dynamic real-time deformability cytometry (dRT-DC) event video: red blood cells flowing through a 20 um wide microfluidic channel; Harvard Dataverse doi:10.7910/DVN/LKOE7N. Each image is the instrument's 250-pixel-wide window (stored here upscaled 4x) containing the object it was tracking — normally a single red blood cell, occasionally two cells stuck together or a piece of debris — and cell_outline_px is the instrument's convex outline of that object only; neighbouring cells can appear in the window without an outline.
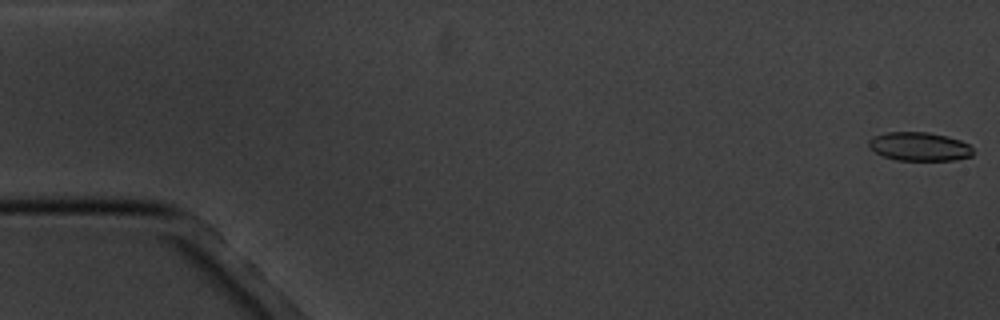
{"species": "common noctule bat (a hibernating species)", "species_latin": "Nyctalus noctula", "temperature_condition": "cold", "stored_images_in_passage": 11, "camera_frame_rate_fps": 3000, "um_per_image_px": 0.085, "animal": {"sex": "male", "body_mass_g": 20.1, "forearm_length_mm": 53.5}, "frame": {"image": 1, "passage_image": 1, "time_ms": 0.0, "image_size_px": [1000, 320], "cell_outline_px": [[972, 156], [952, 160], [896, 160], [884, 156], [876, 152], [868, 144], [868, 140], [872, 136], [888, 132], [928, 132], [948, 136], [960, 140], [968, 144], [972, 148]], "centroid_in_image_um": [78.14, 12.44], "position_along_channel_um": 6.9, "area_um2": 17.34}}
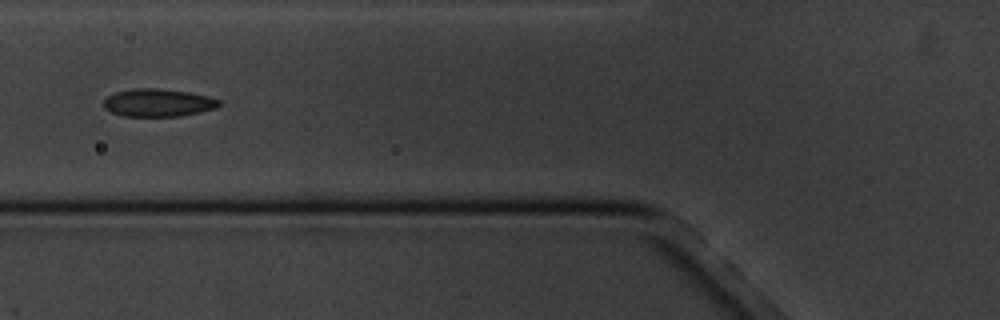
{"frame": {"image": 2, "passage_image": 7, "time_ms": 7.0, "image_size_px": [1000, 320], "cell_outline_px": [[220, 104], [216, 108], [180, 116], [120, 116], [104, 108], [104, 100], [108, 96], [116, 92], [132, 88], [160, 88], [188, 92], [208, 96], [220, 100]], "centroid_in_image_um": [13.42, 8.72], "position_along_channel_um": 112.4, "area_um2": 18.67}}
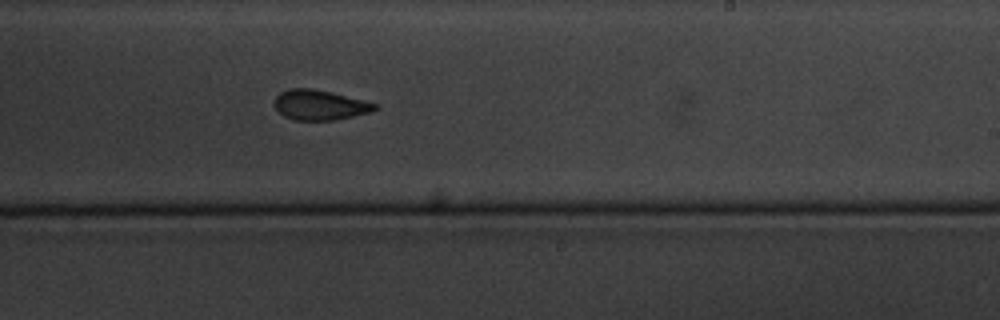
{"frame": {"image": 3, "passage_image": 11, "time_ms": 11.333, "image_size_px": [1000, 320], "cell_outline_px": [[380, 108], [372, 112], [336, 120], [296, 120], [284, 116], [272, 104], [276, 96], [280, 92], [288, 88], [312, 88], [332, 92], [380, 104]], "centroid_in_image_um": [27.22, 8.92], "position_along_channel_um": 261.8, "area_um2": 17.92}}